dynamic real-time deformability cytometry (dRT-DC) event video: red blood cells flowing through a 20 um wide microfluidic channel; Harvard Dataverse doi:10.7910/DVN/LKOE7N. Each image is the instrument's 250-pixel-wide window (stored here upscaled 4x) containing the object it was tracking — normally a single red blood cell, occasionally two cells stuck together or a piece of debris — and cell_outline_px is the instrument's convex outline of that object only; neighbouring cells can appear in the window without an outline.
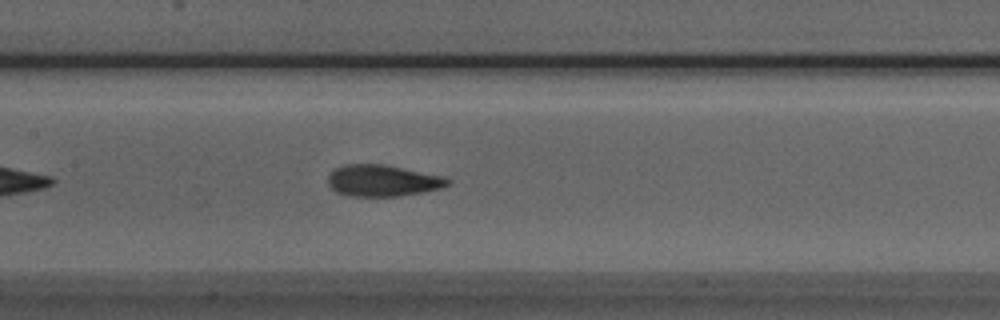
{"species": "Egyptian fruit bat (a non-hibernating species)", "species_latin": "Rousettus aegyptiacus", "temperature_condition": "room temperature", "stored_images_in_passage": 24, "camera_frame_rate_fps": 3000, "um_per_image_px": 0.085, "animal": {"sex": "male"}, "frame": {"image": 1, "passage_image": 12, "time_ms": 3.667, "image_size_px": [1000, 320], "cell_outline_px": [[452, 180], [444, 188], [424, 192], [400, 196], [348, 196], [336, 192], [328, 184], [328, 176], [336, 168], [344, 164], [384, 164], [444, 176]], "centroid_in_image_um": [32.55, 15.36], "position_along_channel_um": 174.8, "area_um2": 22.14}}
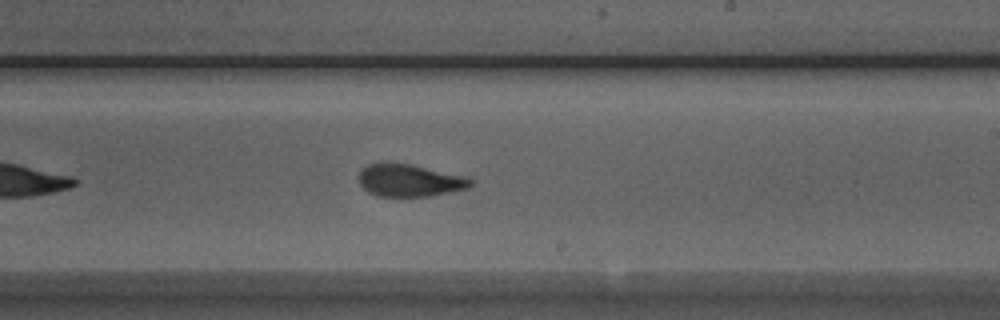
{"frame": {"image": 2, "passage_image": 18, "time_ms": 5.667, "image_size_px": [1000, 320], "cell_outline_px": [[472, 184], [468, 188], [428, 196], [376, 196], [368, 192], [360, 184], [360, 172], [368, 164], [380, 160], [392, 160], [412, 164], [468, 176], [472, 180]], "centroid_in_image_um": [34.8, 15.28], "position_along_channel_um": 254.2, "area_um2": 21.62}}
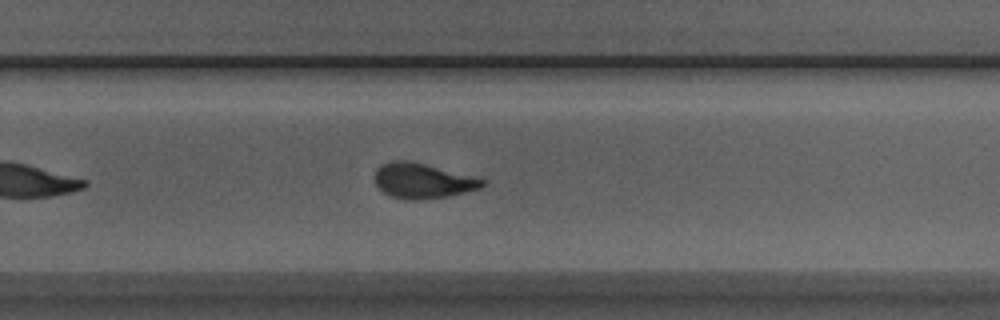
{"frame": {"image": 3, "passage_image": 21, "time_ms": 6.667, "image_size_px": [1000, 320], "cell_outline_px": [[488, 184], [480, 188], [448, 196], [420, 200], [408, 200], [392, 196], [384, 192], [376, 184], [372, 176], [376, 168], [380, 164], [392, 160], [408, 160], [488, 180]], "centroid_in_image_um": [35.9, 15.36], "position_along_channel_um": 293.9, "area_um2": 22.14}}